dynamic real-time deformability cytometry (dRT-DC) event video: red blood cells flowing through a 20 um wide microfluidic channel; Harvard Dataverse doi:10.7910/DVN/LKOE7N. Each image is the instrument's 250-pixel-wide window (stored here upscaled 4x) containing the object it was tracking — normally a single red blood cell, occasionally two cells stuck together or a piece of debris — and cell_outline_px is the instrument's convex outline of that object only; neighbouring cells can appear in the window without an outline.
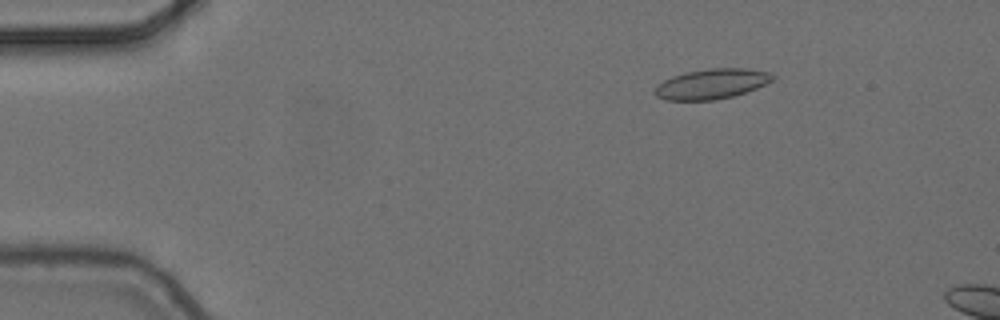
{"species": "common noctule bat (a hibernating species)", "species_latin": "Nyctalus noctula", "temperature_condition": "cold", "stored_images_in_passage": 2, "camera_frame_rate_fps": 3000, "um_per_image_px": 0.085, "animal": {"sex": "female", "body_mass_g": 24.6, "forearm_length_mm": 56.2}, "frame": {"image": 1, "passage_image": 2, "time_ms": 0.333, "image_size_px": [1000, 320], "cell_outline_px": [[776, 80], [756, 88], [732, 96], [716, 100], [664, 100], [656, 96], [656, 88], [664, 80], [672, 76], [684, 72], [708, 68], [748, 68], [772, 72], [776, 76]], "centroid_in_image_um": [60.56, 7.11], "position_along_channel_um": 24.4, "area_um2": 20.81}}